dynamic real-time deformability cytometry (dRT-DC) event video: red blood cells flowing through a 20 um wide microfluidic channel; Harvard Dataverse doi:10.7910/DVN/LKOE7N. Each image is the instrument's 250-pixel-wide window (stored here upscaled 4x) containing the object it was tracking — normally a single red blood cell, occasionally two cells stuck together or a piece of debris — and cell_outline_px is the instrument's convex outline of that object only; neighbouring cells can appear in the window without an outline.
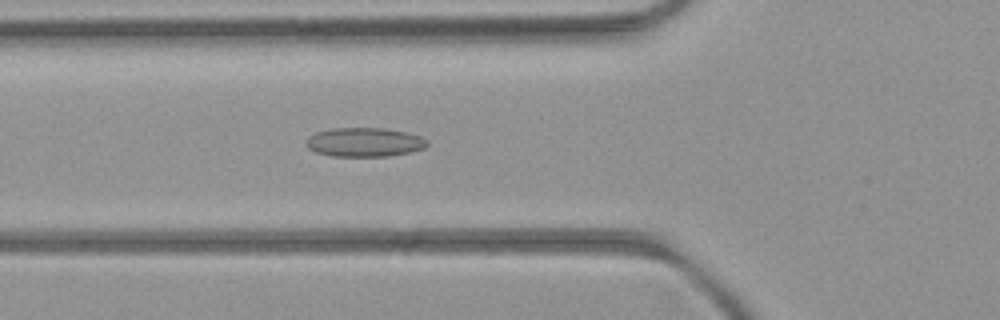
{"species": "common noctule bat (a hibernating species)", "species_latin": "Nyctalus noctula", "temperature_condition": "room temperature", "stored_images_in_passage": 43, "camera_frame_rate_fps": 3000, "um_per_image_px": 0.085, "animal": {"sex": "female", "body_mass_g": 21.9}, "frame": {"image": 1, "passage_image": 9, "time_ms": 2.667, "image_size_px": [1000, 320], "cell_outline_px": [[428, 144], [424, 148], [412, 152], [388, 156], [332, 156], [316, 152], [308, 148], [304, 144], [308, 136], [316, 132], [332, 128], [384, 128], [408, 132], [420, 136], [428, 140]], "centroid_in_image_um": [30.98, 12.08], "position_along_channel_um": 94.8, "area_um2": 20.69}}
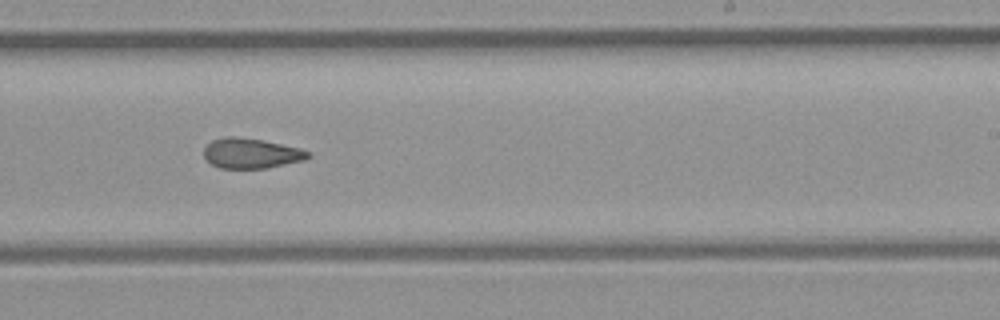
{"frame": {"image": 2, "passage_image": 22, "time_ms": 7.0, "image_size_px": [1000, 320], "cell_outline_px": [[312, 156], [304, 160], [268, 168], [220, 168], [212, 164], [204, 156], [204, 148], [212, 140], [224, 136], [236, 136], [264, 140], [300, 148], [308, 152]], "centroid_in_image_um": [21.35, 13.02], "position_along_channel_um": 267.6, "area_um2": 18.32}}
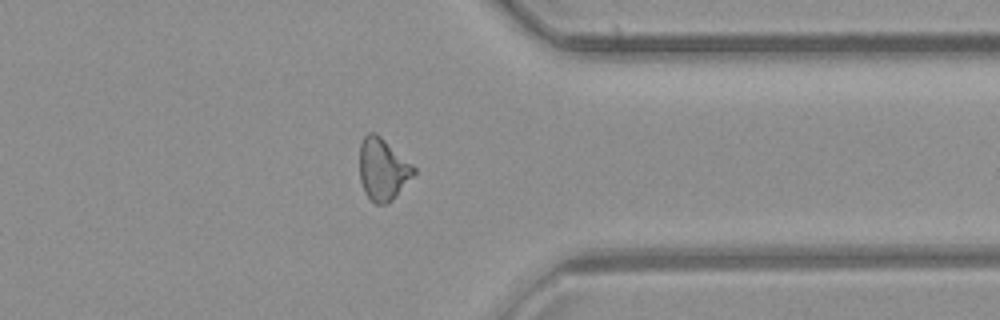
{"frame": {"image": 3, "passage_image": 31, "time_ms": 10.0, "image_size_px": [1000, 320], "cell_outline_px": [[416, 172], [392, 200], [388, 204], [376, 204], [364, 192], [360, 180], [360, 144], [364, 136], [368, 132], [376, 132], [412, 164], [416, 168]], "centroid_in_image_um": [32.53, 14.38], "position_along_channel_um": 378.9, "area_um2": 19.48}, "authors_computed_cell_mechanics": {"area_um2": 19.0162, "velocity_mm_per_s": 3.9813, "shape_relaxation_time_tau1_ms": null, "shape_relaxation_time_tau2_ms": 3.5096, "deformation_change_tau1": null, "deformation_change_tau2": 0.1092}}